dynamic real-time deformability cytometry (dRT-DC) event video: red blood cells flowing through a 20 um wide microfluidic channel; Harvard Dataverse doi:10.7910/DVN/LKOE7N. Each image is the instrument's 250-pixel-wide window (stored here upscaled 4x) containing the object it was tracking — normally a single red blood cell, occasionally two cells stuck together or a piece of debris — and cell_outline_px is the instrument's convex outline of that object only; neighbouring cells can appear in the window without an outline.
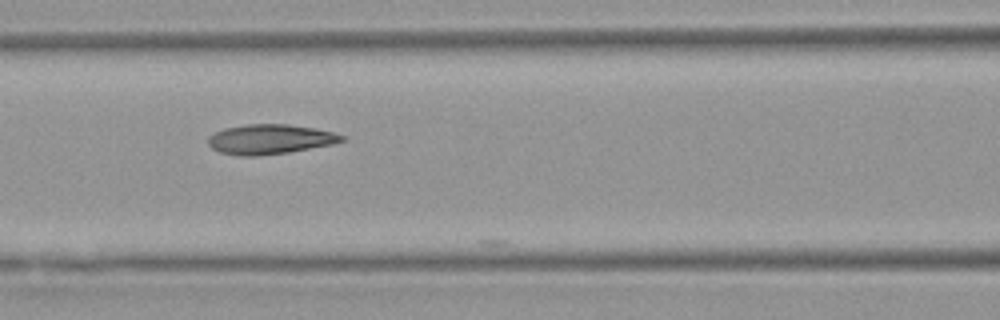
{"species": "Egyptian fruit bat (a non-hibernating species)", "species_latin": "Rousettus aegyptiacus", "temperature_condition": "warm", "stored_images_in_passage": 6, "camera_frame_rate_fps": 3000, "um_per_image_px": 0.085, "animal": {"sex": "female"}, "frame": {"image": 1, "passage_image": 6, "time_ms": 6.333, "image_size_px": [1000, 320], "cell_outline_px": [[344, 140], [332, 144], [288, 152], [256, 156], [240, 156], [220, 152], [212, 148], [208, 144], [208, 136], [224, 128], [244, 124], [288, 124], [316, 128], [332, 132], [344, 136]], "centroid_in_image_um": [22.91, 11.83], "position_along_channel_um": 143.7, "area_um2": 23.12}}